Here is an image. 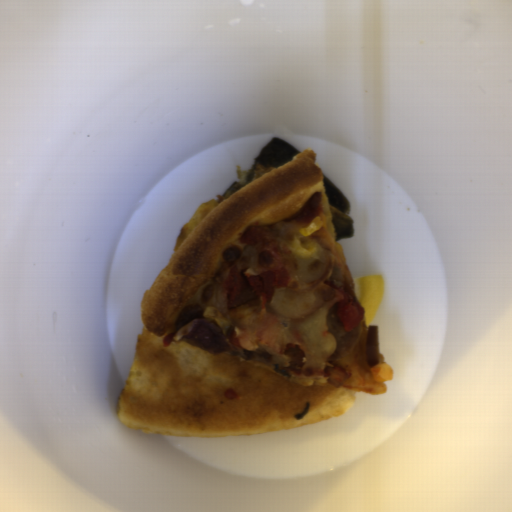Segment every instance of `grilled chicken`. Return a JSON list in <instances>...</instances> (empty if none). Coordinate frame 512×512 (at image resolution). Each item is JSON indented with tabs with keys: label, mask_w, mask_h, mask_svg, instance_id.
Instances as JSON below:
<instances>
[{
	"label": "grilled chicken",
	"mask_w": 512,
	"mask_h": 512,
	"mask_svg": "<svg viewBox=\"0 0 512 512\" xmlns=\"http://www.w3.org/2000/svg\"><path fill=\"white\" fill-rule=\"evenodd\" d=\"M240 241L257 248L259 272L246 280L254 297L271 302L275 290L294 279L281 242L265 224L247 227Z\"/></svg>",
	"instance_id": "1"
},
{
	"label": "grilled chicken",
	"mask_w": 512,
	"mask_h": 512,
	"mask_svg": "<svg viewBox=\"0 0 512 512\" xmlns=\"http://www.w3.org/2000/svg\"><path fill=\"white\" fill-rule=\"evenodd\" d=\"M183 341L208 354L218 355L230 349L223 330L215 321L211 320L202 322L189 337H183Z\"/></svg>",
	"instance_id": "2"
},
{
	"label": "grilled chicken",
	"mask_w": 512,
	"mask_h": 512,
	"mask_svg": "<svg viewBox=\"0 0 512 512\" xmlns=\"http://www.w3.org/2000/svg\"><path fill=\"white\" fill-rule=\"evenodd\" d=\"M283 353L288 356L290 361L286 369L299 374L304 367L303 361L306 359V353L298 345L289 347Z\"/></svg>",
	"instance_id": "3"
},
{
	"label": "grilled chicken",
	"mask_w": 512,
	"mask_h": 512,
	"mask_svg": "<svg viewBox=\"0 0 512 512\" xmlns=\"http://www.w3.org/2000/svg\"><path fill=\"white\" fill-rule=\"evenodd\" d=\"M323 372L326 377V382L339 388L344 385L349 375V370L340 366H325Z\"/></svg>",
	"instance_id": "4"
}]
</instances>
